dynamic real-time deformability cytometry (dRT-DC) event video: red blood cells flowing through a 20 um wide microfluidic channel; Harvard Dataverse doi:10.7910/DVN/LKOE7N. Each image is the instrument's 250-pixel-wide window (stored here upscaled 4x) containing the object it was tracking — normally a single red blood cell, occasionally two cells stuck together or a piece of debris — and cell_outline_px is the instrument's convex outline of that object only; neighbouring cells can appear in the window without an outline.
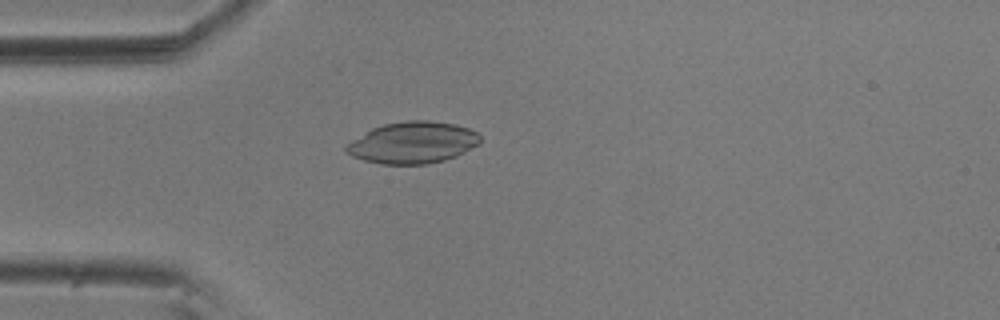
{"species": "common noctule bat (a hibernating species)", "species_latin": "Nyctalus noctula", "temperature_condition": "room temperature", "stored_images_in_passage": 25, "camera_frame_rate_fps": 3000, "um_per_image_px": 0.085, "animal": {"sex": "male", "body_mass_g": 20.5, "forearm_length_mm": 52.5}, "frame": {"image": 1, "passage_image": 3, "time_ms": 0.667, "image_size_px": [1000, 320], "cell_outline_px": [[480, 144], [456, 156], [444, 160], [428, 164], [380, 164], [364, 160], [352, 156], [344, 152], [344, 148], [352, 140], [372, 128], [384, 124], [408, 120], [428, 120], [456, 124], [468, 128], [476, 132], [480, 136]], "centroid_in_image_um": [35.09, 12.12], "position_along_channel_um": 49.9, "area_um2": 32.54}}
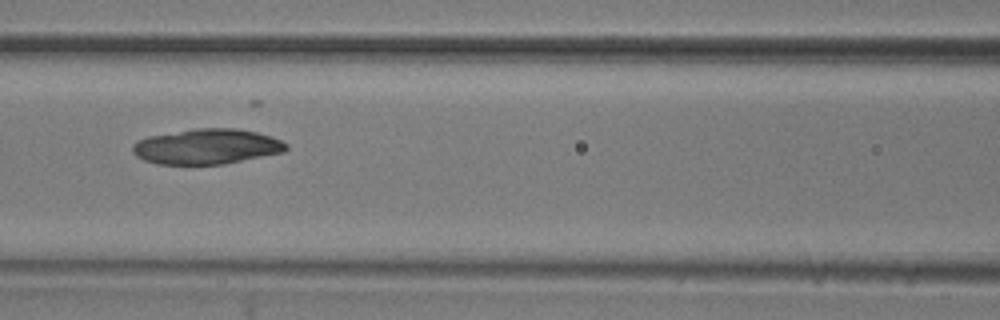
{"frame": {"image": 2, "passage_image": 12, "time_ms": 3.667, "image_size_px": [1000, 320], "cell_outline_px": [[288, 148], [284, 152], [224, 164], [156, 164], [144, 160], [136, 156], [132, 152], [132, 144], [148, 136], [196, 128], [236, 128], [256, 132], [272, 136], [288, 144]], "centroid_in_image_um": [17.58, 12.45], "position_along_channel_um": 149.0, "area_um2": 31.62}}
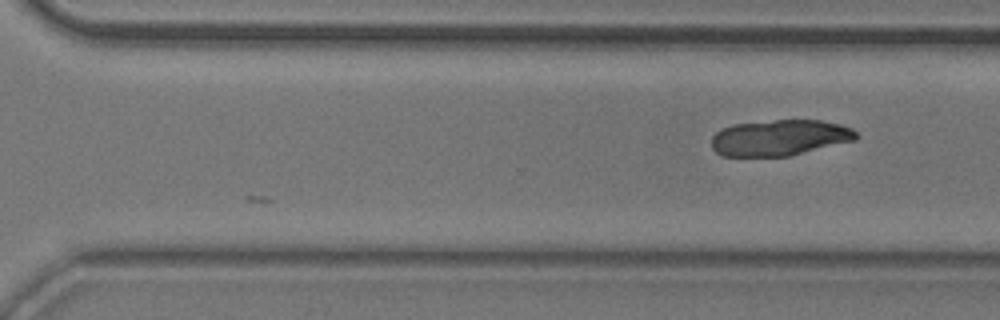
{"frame": {"image": 3, "passage_image": 25, "time_ms": 8.0, "image_size_px": [1000, 320], "cell_outline_px": [[860, 136], [856, 140], [788, 156], [724, 156], [716, 152], [712, 148], [712, 136], [720, 128], [732, 124], [776, 120], [820, 120], [840, 124], [852, 128]], "centroid_in_image_um": [66.27, 11.7], "position_along_channel_um": 304.3, "area_um2": 30.4}}